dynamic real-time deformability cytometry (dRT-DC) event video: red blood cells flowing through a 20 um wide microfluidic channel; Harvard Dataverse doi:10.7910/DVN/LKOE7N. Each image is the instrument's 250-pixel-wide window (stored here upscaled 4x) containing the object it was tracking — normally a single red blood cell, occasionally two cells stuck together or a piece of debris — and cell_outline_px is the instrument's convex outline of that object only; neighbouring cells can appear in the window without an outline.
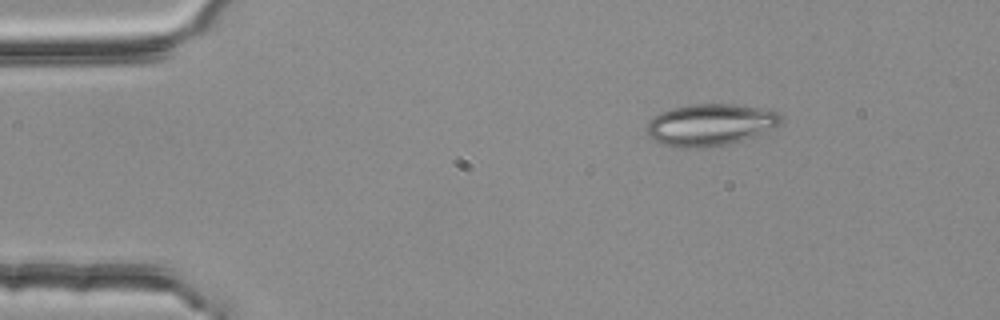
{"species": "common noctule bat (a hibernating species)", "species_latin": "Nyctalus noctula", "temperature_condition": "room temperature", "stored_images_in_passage": 3, "camera_frame_rate_fps": 3000, "um_per_image_px": 0.085, "animal": {"sex": "female", "body_mass_g": 25.1}, "frame": {"image": 1, "passage_image": 1, "time_ms": 0.0, "image_size_px": [1000, 320], "cell_outline_px": [[780, 124], [760, 136], [728, 144], [708, 148], [680, 148], [664, 144], [648, 136], [644, 128], [648, 120], [652, 116], [660, 112], [672, 108], [692, 104], [732, 104], [760, 108], [776, 112], [780, 116]], "centroid_in_image_um": [60.34, 10.62], "position_along_channel_um": 24.7, "area_um2": 33.12}}